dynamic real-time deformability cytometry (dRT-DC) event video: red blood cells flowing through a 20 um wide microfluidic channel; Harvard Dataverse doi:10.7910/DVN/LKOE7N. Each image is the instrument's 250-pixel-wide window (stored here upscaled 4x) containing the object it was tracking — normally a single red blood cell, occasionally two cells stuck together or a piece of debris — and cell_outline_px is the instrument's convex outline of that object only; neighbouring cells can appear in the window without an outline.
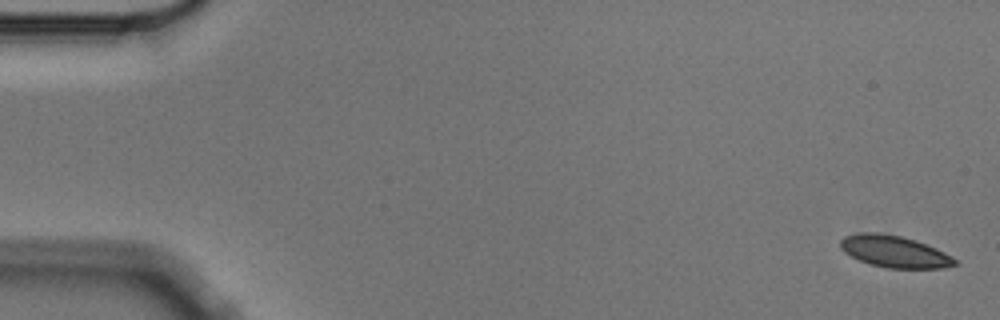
{"species": "Egyptian fruit bat (a non-hibernating species)", "species_latin": "Rousettus aegyptiacus", "temperature_condition": "cold", "stored_images_in_passage": 4, "camera_frame_rate_fps": 3000, "um_per_image_px": 0.085, "animal": {"sex": "male"}, "frame": {"image": 1, "passage_image": 1, "time_ms": 0.0, "image_size_px": [1000, 320], "cell_outline_px": [[960, 264], [944, 268], [884, 268], [868, 264], [844, 252], [840, 248], [840, 240], [844, 236], [860, 232], [880, 232], [900, 236], [936, 248], [952, 256]], "centroid_in_image_um": [76.01, 21.39], "position_along_channel_um": 9.0, "area_um2": 21.27}}